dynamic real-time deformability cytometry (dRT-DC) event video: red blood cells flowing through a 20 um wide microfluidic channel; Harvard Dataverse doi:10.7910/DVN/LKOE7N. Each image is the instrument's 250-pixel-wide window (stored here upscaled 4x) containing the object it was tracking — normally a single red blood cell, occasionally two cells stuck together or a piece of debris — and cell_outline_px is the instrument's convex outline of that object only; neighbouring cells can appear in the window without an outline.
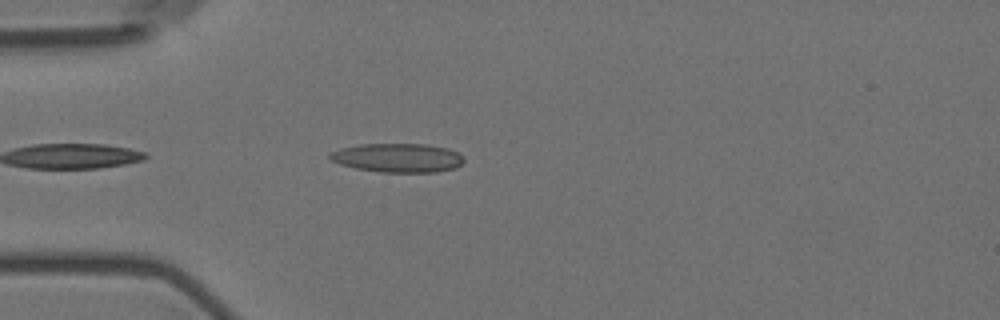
{"species": "Egyptian fruit bat (a non-hibernating species)", "species_latin": "Rousettus aegyptiacus", "temperature_condition": "room temperature", "stored_images_in_passage": 14, "camera_frame_rate_fps": 3000, "um_per_image_px": 0.085, "animal": {"sex": "female"}, "frame": {"image": 1, "passage_image": 3, "time_ms": 0.667, "image_size_px": [1000, 320], "cell_outline_px": [[464, 160], [456, 168], [436, 172], [380, 172], [356, 168], [340, 164], [332, 160], [328, 156], [332, 152], [340, 148], [360, 144], [424, 144], [448, 148], [460, 152]], "centroid_in_image_um": [33.84, 13.41], "position_along_channel_um": 51.2, "area_um2": 22.6}}
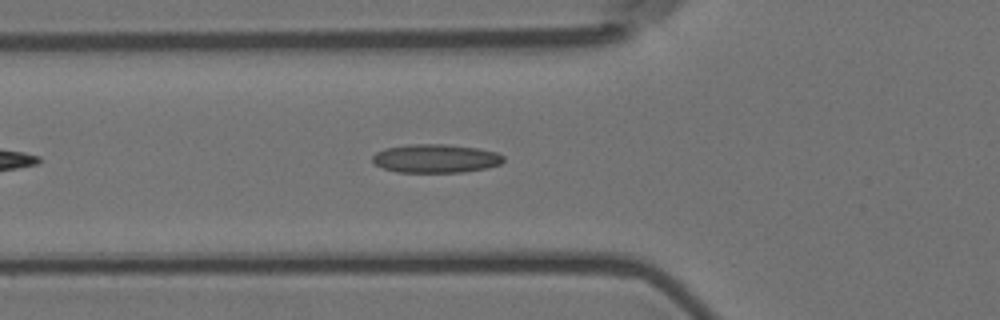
{"frame": {"image": 2, "passage_image": 7, "time_ms": 2.0, "image_size_px": [1000, 320], "cell_outline_px": [[504, 160], [500, 164], [484, 168], [464, 172], [396, 172], [384, 168], [376, 164], [372, 160], [372, 156], [376, 152], [384, 148], [408, 144], [444, 144], [476, 148], [496, 152], [504, 156]], "centroid_in_image_um": [37.01, 13.46], "position_along_channel_um": 88.8, "area_um2": 21.73}}
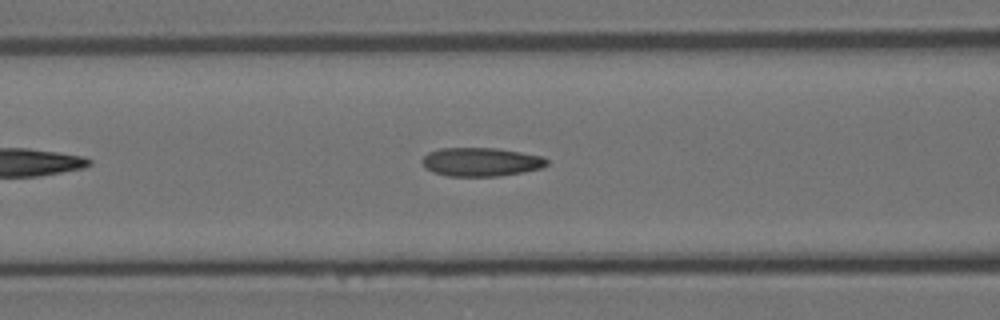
{"frame": {"image": 3, "passage_image": 10, "time_ms": 3.0, "image_size_px": [1000, 320], "cell_outline_px": [[548, 164], [544, 168], [524, 172], [500, 176], [448, 176], [432, 172], [424, 168], [420, 160], [428, 152], [440, 148], [496, 148], [544, 156], [548, 160]], "centroid_in_image_um": [40.89, 13.77], "position_along_channel_um": 125.7, "area_um2": 21.15}}